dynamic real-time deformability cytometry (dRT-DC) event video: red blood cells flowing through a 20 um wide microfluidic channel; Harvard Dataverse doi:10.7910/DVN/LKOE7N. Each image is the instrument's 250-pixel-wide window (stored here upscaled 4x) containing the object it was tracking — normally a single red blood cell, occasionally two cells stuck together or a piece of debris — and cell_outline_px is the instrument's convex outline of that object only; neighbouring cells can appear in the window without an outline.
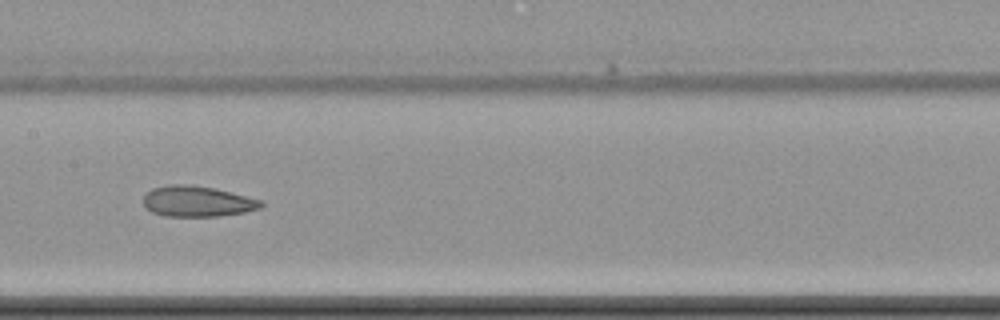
{"species": "common noctule bat (a hibernating species)", "species_latin": "Nyctalus noctula", "temperature_condition": "cold", "stored_images_in_passage": 10, "camera_frame_rate_fps": 3000, "um_per_image_px": 0.085, "animal": {"sex": "female", "body_mass_g": 22.7, "forearm_length_mm": 54.2}, "frame": {"image": 1, "passage_image": 9, "time_ms": 10.0, "image_size_px": [1000, 320], "cell_outline_px": [[264, 204], [260, 208], [244, 212], [216, 216], [164, 216], [152, 212], [144, 204], [144, 196], [152, 188], [168, 184], [188, 184], [212, 188], [260, 200]], "centroid_in_image_um": [16.73, 17.11], "position_along_channel_um": 190.7, "area_um2": 20.69}}
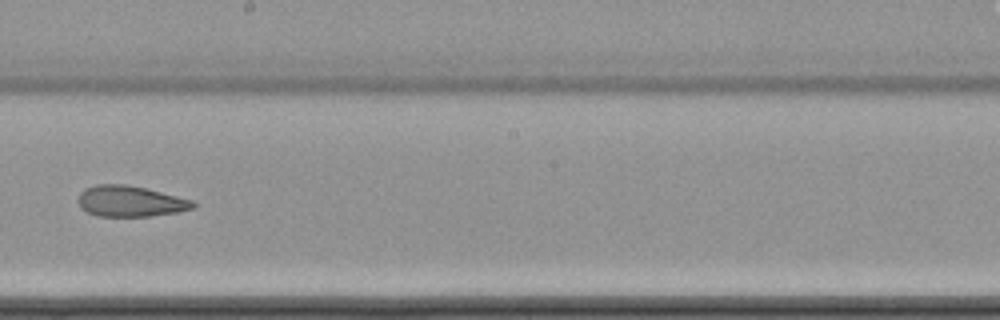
{"frame": {"image": 2, "passage_image": 10, "time_ms": 11.333, "image_size_px": [1000, 320], "cell_outline_px": [[196, 208], [176, 212], [152, 216], [96, 216], [80, 208], [76, 200], [80, 192], [84, 188], [96, 184], [128, 184], [192, 200], [196, 204]], "centroid_in_image_um": [11.02, 17.1], "position_along_channel_um": 237.2, "area_um2": 20.81}}